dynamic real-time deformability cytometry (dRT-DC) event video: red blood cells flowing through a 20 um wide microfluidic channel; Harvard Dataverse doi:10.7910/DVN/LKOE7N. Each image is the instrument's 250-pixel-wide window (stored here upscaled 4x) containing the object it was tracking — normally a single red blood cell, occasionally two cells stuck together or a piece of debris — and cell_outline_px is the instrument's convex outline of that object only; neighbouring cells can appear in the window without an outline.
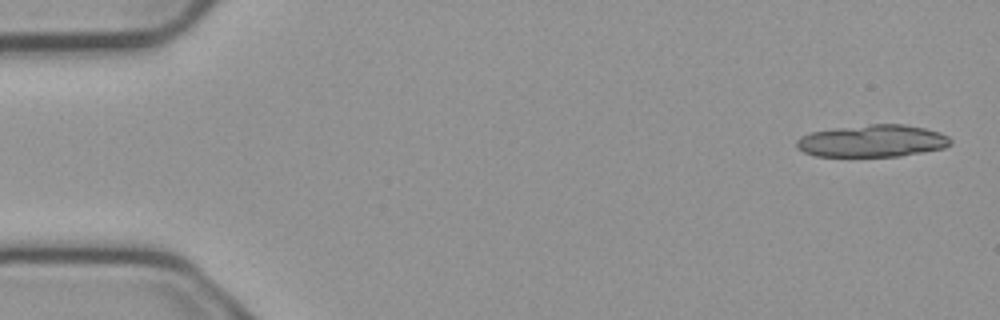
{"species": "common noctule bat (a hibernating species)", "species_latin": "Nyctalus noctula", "temperature_condition": "cold", "stored_images_in_passage": 5, "camera_frame_rate_fps": 3000, "um_per_image_px": 0.085, "animal": {"sex": "male", "body_mass_g": 23.1, "forearm_length_mm": 52.7}, "frame": {"image": 1, "passage_image": 1, "time_ms": 0.0, "image_size_px": [1000, 320], "cell_outline_px": [[952, 144], [944, 148], [900, 156], [816, 156], [804, 152], [796, 148], [796, 140], [800, 136], [812, 132], [836, 128], [868, 124], [904, 124], [924, 128], [940, 132], [948, 136], [952, 140]], "centroid_in_image_um": [74.16, 11.98], "position_along_channel_um": 10.8, "area_um2": 28.96}}